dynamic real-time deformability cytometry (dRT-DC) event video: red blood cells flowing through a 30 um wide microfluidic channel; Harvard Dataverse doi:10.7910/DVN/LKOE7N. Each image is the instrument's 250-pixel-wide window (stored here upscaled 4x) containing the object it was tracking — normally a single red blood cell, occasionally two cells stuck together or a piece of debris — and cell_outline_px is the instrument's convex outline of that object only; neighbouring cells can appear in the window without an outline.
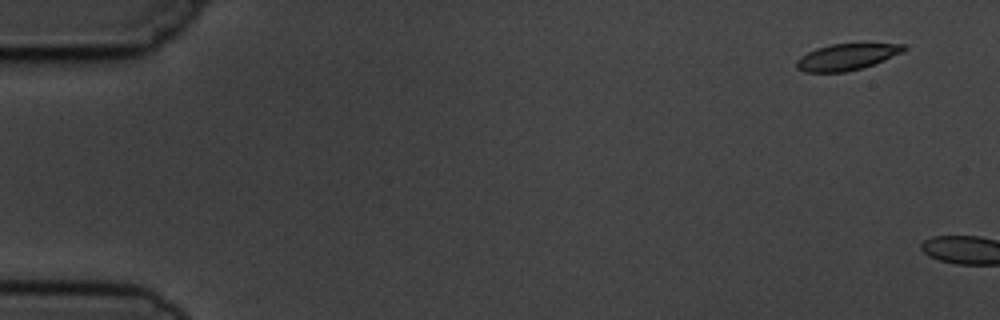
{"species": "common noctule bat (a hibernating species)", "species_latin": "Nyctalus noctula", "temperature_condition": "cold", "stored_images_in_passage": 2, "camera_frame_rate_fps": 3000, "um_per_image_px": 0.085, "animal": {"sex": "male", "body_mass_g": 19.5, "forearm_length_mm": 54.6}, "frame": {"image": 1, "passage_image": 1, "time_ms": 0.0, "image_size_px": [1000, 320], "cell_outline_px": [[908, 48], [884, 60], [860, 68], [844, 72], [804, 72], [796, 68], [796, 60], [800, 56], [816, 48], [832, 44], [908, 44]], "centroid_in_image_um": [71.92, 4.84], "position_along_channel_um": 13.1, "area_um2": 16.24}}